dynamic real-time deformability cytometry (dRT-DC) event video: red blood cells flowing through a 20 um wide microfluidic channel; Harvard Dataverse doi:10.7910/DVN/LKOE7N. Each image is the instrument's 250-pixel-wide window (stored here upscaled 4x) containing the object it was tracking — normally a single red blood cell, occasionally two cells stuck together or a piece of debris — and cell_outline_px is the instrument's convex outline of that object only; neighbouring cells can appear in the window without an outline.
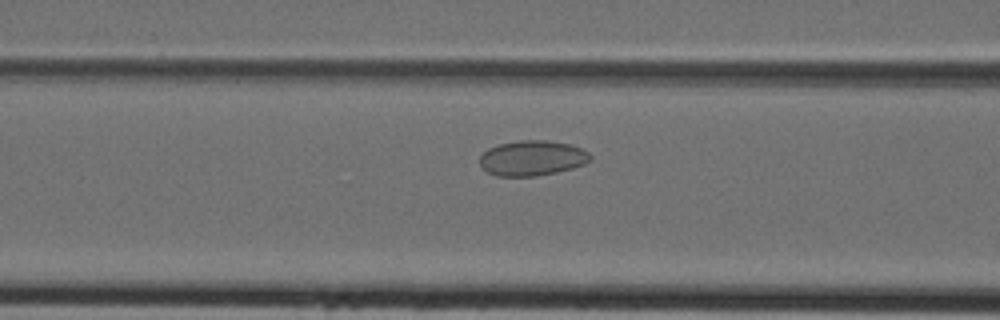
{"species": "Egyptian fruit bat (a non-hibernating species)", "species_latin": "Rousettus aegyptiacus", "temperature_condition": "cold", "stored_images_in_passage": 38, "camera_frame_rate_fps": 3000, "um_per_image_px": 0.085, "animal": {"sex": "female"}, "frame": {"image": 1, "passage_image": 16, "time_ms": 5.0, "image_size_px": [1000, 320], "cell_outline_px": [[592, 160], [584, 164], [572, 168], [556, 172], [536, 176], [496, 176], [488, 172], [480, 164], [480, 156], [488, 148], [500, 144], [520, 140], [548, 140], [568, 144], [580, 148], [588, 152], [592, 156]], "centroid_in_image_um": [45.25, 13.44], "position_along_channel_um": 121.4, "area_um2": 22.6}}
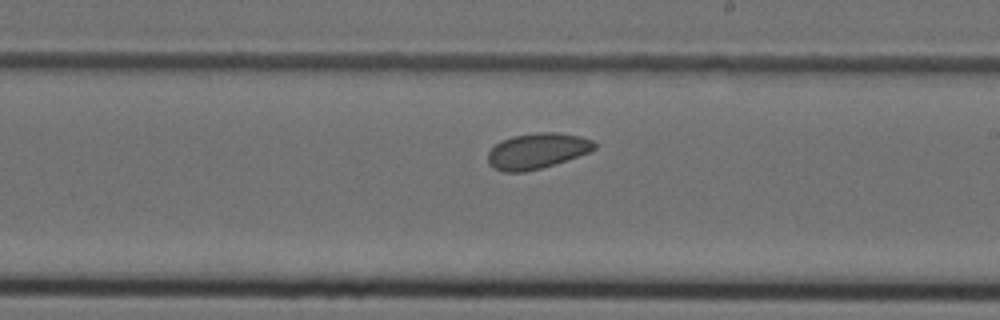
{"frame": {"image": 2, "passage_image": 24, "time_ms": 7.667, "image_size_px": [1000, 320], "cell_outline_px": [[596, 148], [588, 152], [540, 168], [524, 172], [504, 172], [488, 164], [488, 152], [500, 140], [512, 136], [536, 132], [556, 132], [580, 136], [592, 140], [596, 144]], "centroid_in_image_um": [45.62, 12.81], "position_along_channel_um": 243.4, "area_um2": 21.85}}
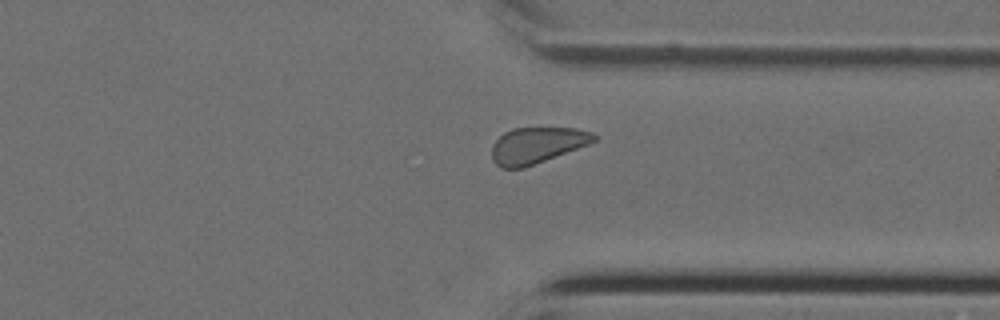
{"frame": {"image": 3, "passage_image": 32, "time_ms": 10.333, "image_size_px": [1000, 320], "cell_outline_px": [[596, 140], [588, 144], [524, 168], [500, 168], [492, 160], [492, 144], [504, 132], [512, 128], [576, 128], [592, 132], [596, 136]], "centroid_in_image_um": [45.6, 12.34], "position_along_channel_um": 365.8, "area_um2": 21.39}}